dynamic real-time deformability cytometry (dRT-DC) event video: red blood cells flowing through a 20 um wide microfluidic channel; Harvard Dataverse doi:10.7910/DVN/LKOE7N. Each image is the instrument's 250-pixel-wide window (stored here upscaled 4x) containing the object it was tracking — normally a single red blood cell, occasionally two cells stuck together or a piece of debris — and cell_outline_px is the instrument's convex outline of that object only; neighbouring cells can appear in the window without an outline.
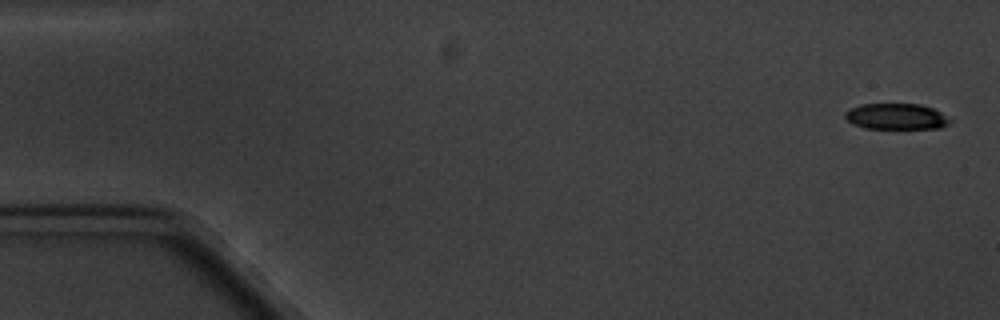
{"species": "common noctule bat (a hibernating species)", "species_latin": "Nyctalus noctula", "temperature_condition": "cold", "stored_images_in_passage": 13, "camera_frame_rate_fps": 3000, "um_per_image_px": 0.085, "animal": {"sex": "male", "body_mass_g": 20.1, "forearm_length_mm": 53.5}, "frame": {"image": 1, "passage_image": 1, "time_ms": 0.0, "image_size_px": [1000, 320], "cell_outline_px": [[952, 120], [948, 124], [940, 128], [864, 128], [852, 124], [844, 116], [844, 112], [848, 108], [860, 104], [920, 104], [932, 108], [940, 112]], "centroid_in_image_um": [76.14, 9.89], "position_along_channel_um": 8.9, "area_um2": 15.9}}
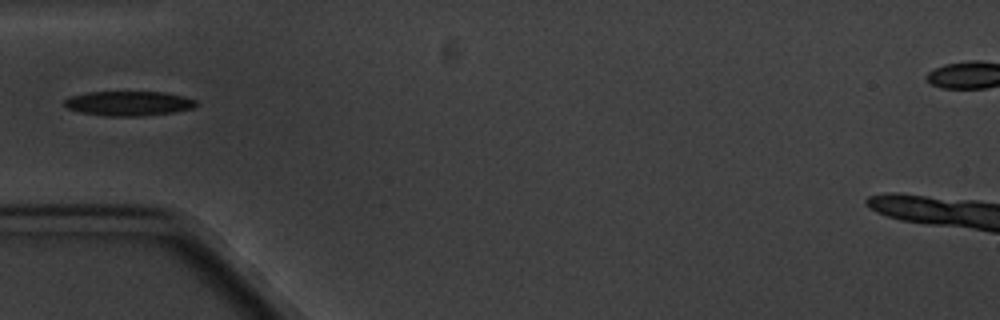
{"frame": {"image": 2, "passage_image": 6, "time_ms": 5.667, "image_size_px": [1000, 320], "cell_outline_px": [[196, 104], [192, 108], [172, 112], [140, 116], [108, 116], [80, 112], [68, 108], [64, 104], [64, 100], [68, 96], [88, 92], [164, 92], [184, 96], [196, 100]], "centroid_in_image_um": [10.9, 8.78], "position_along_channel_um": 74.1, "area_um2": 18.79}}
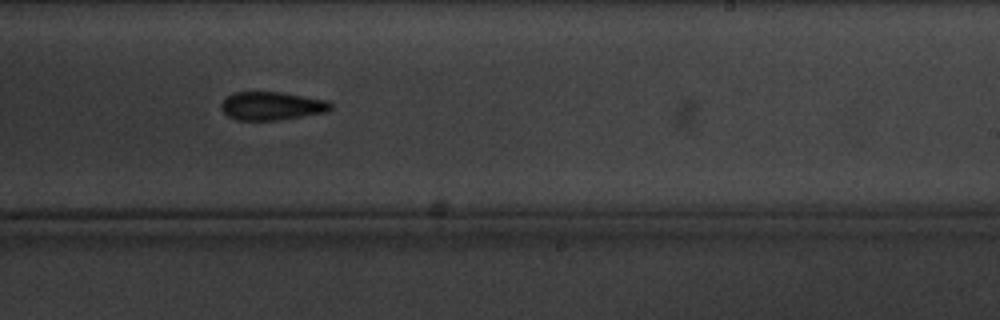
{"frame": {"image": 3, "passage_image": 11, "time_ms": 11.333, "image_size_px": [1000, 320], "cell_outline_px": [[332, 108], [328, 112], [276, 120], [236, 120], [228, 116], [220, 108], [220, 104], [232, 92], [280, 92], [328, 100], [332, 104]], "centroid_in_image_um": [23.1, 9.0], "position_along_channel_um": 265.9, "area_um2": 18.09}}